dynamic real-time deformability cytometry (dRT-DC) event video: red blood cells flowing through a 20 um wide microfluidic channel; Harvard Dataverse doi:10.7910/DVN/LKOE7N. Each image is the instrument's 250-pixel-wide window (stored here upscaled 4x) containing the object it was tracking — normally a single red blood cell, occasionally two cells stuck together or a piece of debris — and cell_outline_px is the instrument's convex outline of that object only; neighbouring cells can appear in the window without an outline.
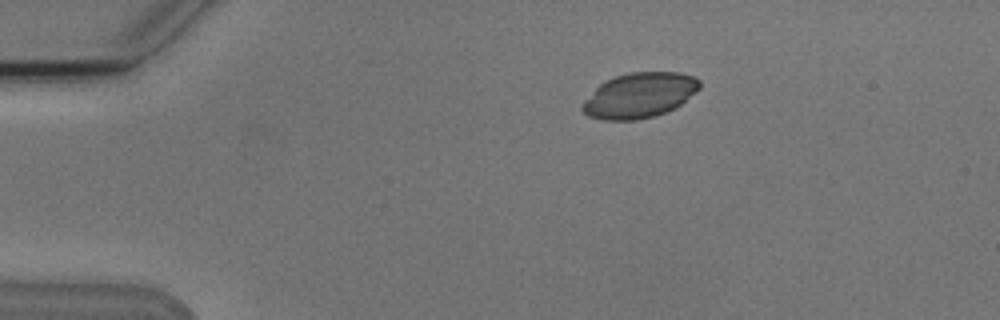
{"species": "Egyptian fruit bat (a non-hibernating species)", "species_latin": "Rousettus aegyptiacus", "temperature_condition": "cold", "stored_images_in_passage": 2, "camera_frame_rate_fps": 3000, "um_per_image_px": 0.085, "animal": {"sex": "male"}, "frame": {"image": 1, "passage_image": 1, "time_ms": 0.0, "image_size_px": [1000, 320], "cell_outline_px": [[700, 88], [696, 92], [676, 108], [656, 116], [636, 120], [604, 120], [588, 116], [580, 108], [580, 104], [604, 80], [628, 72], [680, 72], [692, 76], [700, 80]], "centroid_in_image_um": [54.35, 8.11], "position_along_channel_um": 30.7, "area_um2": 31.04}}